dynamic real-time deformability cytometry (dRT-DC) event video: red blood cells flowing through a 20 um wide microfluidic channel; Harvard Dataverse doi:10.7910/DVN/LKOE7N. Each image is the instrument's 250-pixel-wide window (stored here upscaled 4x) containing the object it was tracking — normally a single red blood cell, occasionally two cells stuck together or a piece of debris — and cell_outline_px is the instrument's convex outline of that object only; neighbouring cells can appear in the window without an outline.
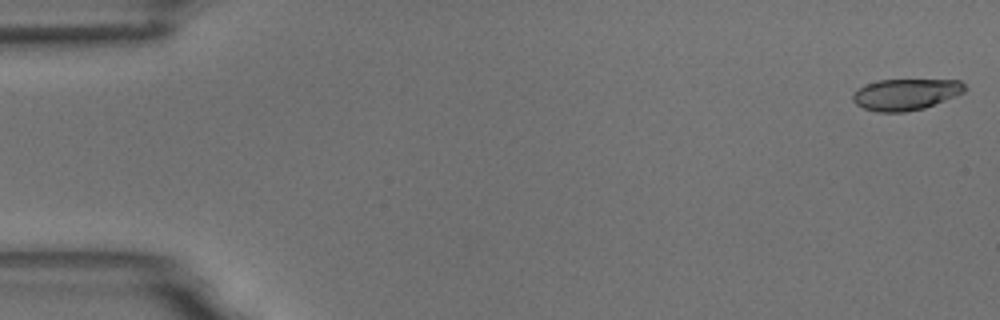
{"species": "common noctule bat (a hibernating species)", "species_latin": "Nyctalus noctula", "temperature_condition": "room temperature", "stored_images_in_passage": 6, "camera_frame_rate_fps": 3000, "um_per_image_px": 0.085, "animal": {"sex": "male", "body_mass_g": 18.8}, "frame": {"image": 1, "passage_image": 1, "time_ms": 0.0, "image_size_px": [1000, 320], "cell_outline_px": [[968, 88], [964, 92], [956, 96], [924, 108], [904, 112], [876, 112], [864, 108], [856, 104], [852, 100], [852, 96], [864, 84], [880, 80], [960, 80]], "centroid_in_image_um": [77.0, 8.02], "position_along_channel_um": 8.0, "area_um2": 20.4}}
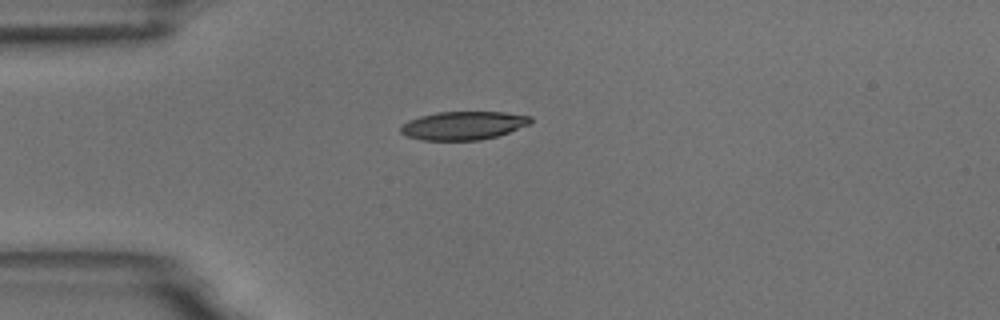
{"frame": {"image": 2, "passage_image": 4, "time_ms": 4.333, "image_size_px": [1000, 320], "cell_outline_px": [[532, 120], [528, 124], [508, 132], [496, 136], [480, 140], [420, 140], [408, 136], [400, 132], [400, 128], [408, 120], [420, 116], [436, 112], [504, 112], [532, 116]], "centroid_in_image_um": [39.36, 10.66], "position_along_channel_um": 45.6, "area_um2": 21.33}}
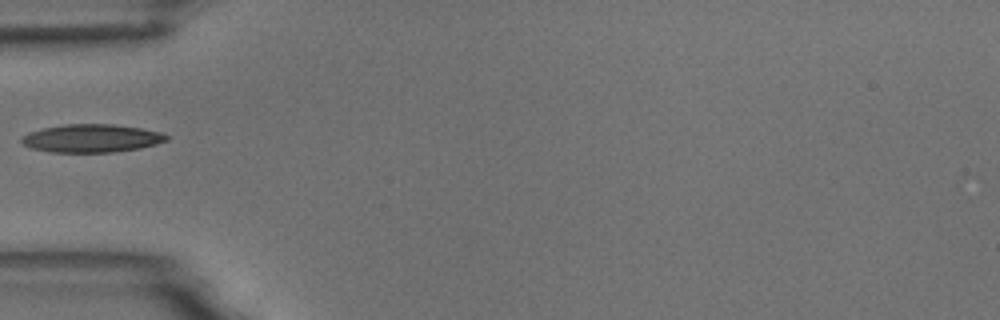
{"frame": {"image": 3, "passage_image": 5, "time_ms": 5.667, "image_size_px": [1000, 320], "cell_outline_px": [[168, 140], [156, 144], [140, 148], [112, 152], [52, 152], [32, 148], [24, 144], [20, 140], [20, 136], [28, 132], [44, 128], [64, 124], [112, 124], [140, 128], [160, 132], [168, 136]], "centroid_in_image_um": [7.76, 11.75], "position_along_channel_um": 77.2, "area_um2": 23.64}}